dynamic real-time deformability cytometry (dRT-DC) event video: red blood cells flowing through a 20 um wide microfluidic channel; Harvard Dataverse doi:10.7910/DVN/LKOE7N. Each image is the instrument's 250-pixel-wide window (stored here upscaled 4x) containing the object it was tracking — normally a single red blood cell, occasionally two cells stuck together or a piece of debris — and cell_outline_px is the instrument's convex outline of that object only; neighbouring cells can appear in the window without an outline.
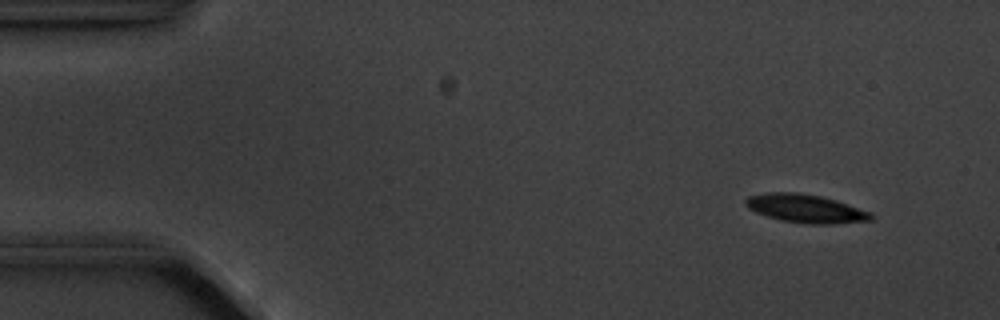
{"species": "common noctule bat (a hibernating species)", "species_latin": "Nyctalus noctula", "temperature_condition": "cold", "stored_images_in_passage": 8, "camera_frame_rate_fps": 3000, "um_per_image_px": 0.085, "animal": {"sex": "male", "body_mass_g": 20.1, "forearm_length_mm": 53.5}, "frame": {"image": 1, "passage_image": 2, "time_ms": 1.333, "image_size_px": [1000, 320], "cell_outline_px": [[876, 216], [872, 220], [832, 224], [812, 224], [780, 220], [756, 212], [748, 208], [744, 204], [744, 200], [748, 196], [768, 192], [800, 192], [820, 196], [836, 200], [872, 212]], "centroid_in_image_um": [68.5, 17.72], "position_along_channel_um": 16.5, "area_um2": 20.87}}